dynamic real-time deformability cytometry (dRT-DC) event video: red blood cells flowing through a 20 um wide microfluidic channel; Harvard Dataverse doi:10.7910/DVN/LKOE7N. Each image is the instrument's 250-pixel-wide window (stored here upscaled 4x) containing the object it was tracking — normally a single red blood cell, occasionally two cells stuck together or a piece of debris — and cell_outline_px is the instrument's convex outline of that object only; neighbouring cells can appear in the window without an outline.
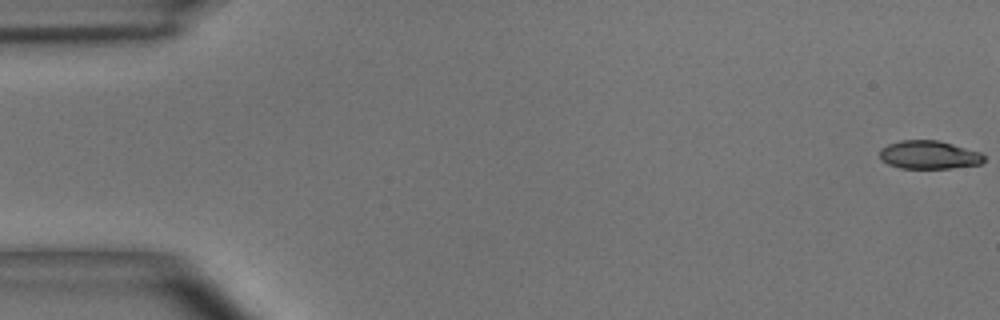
{"species": "common noctule bat (a hibernating species)", "species_latin": "Nyctalus noctula", "temperature_condition": "room temperature", "stored_images_in_passage": 55, "camera_frame_rate_fps": 3000, "um_per_image_px": 0.085, "animal": {"sex": "male", "body_mass_g": 15.6}, "frame": {"image": 1, "passage_image": 1, "time_ms": 0.0, "image_size_px": [1000, 320], "cell_outline_px": [[984, 160], [980, 164], [948, 168], [900, 168], [888, 164], [880, 156], [880, 148], [888, 144], [900, 140], [936, 140], [952, 144], [980, 152], [984, 156]], "centroid_in_image_um": [78.94, 13.15], "position_along_channel_um": 6.1, "area_um2": 16.99}}
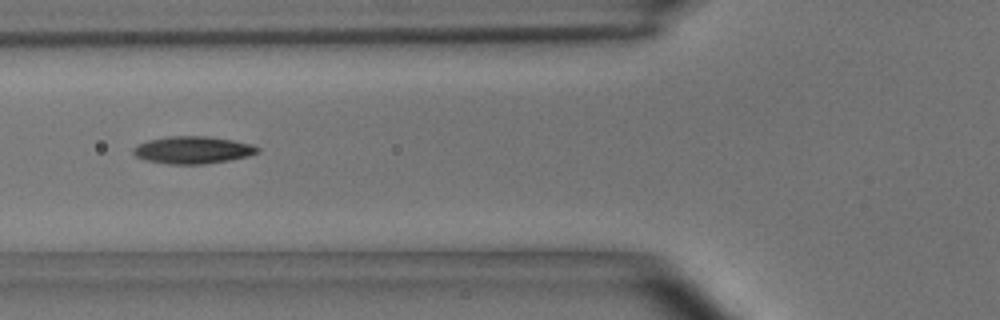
{"frame": {"image": 2, "passage_image": 21, "time_ms": 6.667, "image_size_px": [1000, 320], "cell_outline_px": [[260, 148], [256, 152], [244, 156], [228, 160], [204, 164], [168, 164], [144, 160], [136, 156], [132, 152], [132, 148], [148, 140], [168, 136], [204, 136], [232, 140], [248, 144]], "centroid_in_image_um": [16.29, 12.75], "position_along_channel_um": 109.5, "area_um2": 19.42}}
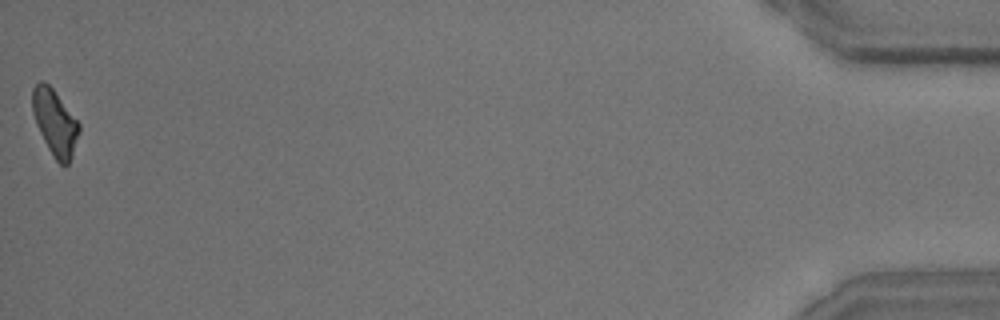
{"frame": {"image": 3, "passage_image": 55, "time_ms": 18.0, "image_size_px": [1000, 320], "cell_outline_px": [[80, 132], [72, 156], [68, 164], [60, 164], [56, 160], [48, 148], [36, 124], [32, 112], [32, 88], [40, 80], [44, 80], [52, 88], [80, 124]], "centroid_in_image_um": [4.66, 10.4], "position_along_channel_um": 430.5, "area_um2": 17.74}, "authors_computed_cell_mechanics": {"area_um2": 18.3804, "velocity_mm_per_s": 3.675, "shape_relaxation_time_tau1_ms": 4.3185, "shape_relaxation_time_tau2_ms": 3.3422, "deformation_change_tau1": 0.1471, "deformation_change_tau2": 0.1077}}